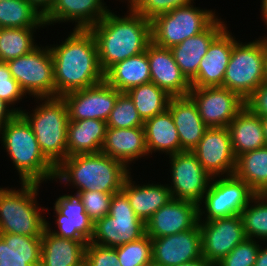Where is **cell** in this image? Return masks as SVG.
I'll list each match as a JSON object with an SVG mask.
<instances>
[{
  "label": "cell",
  "mask_w": 267,
  "mask_h": 266,
  "mask_svg": "<svg viewBox=\"0 0 267 266\" xmlns=\"http://www.w3.org/2000/svg\"><path fill=\"white\" fill-rule=\"evenodd\" d=\"M49 46L54 63L55 97L104 81L97 45L89 29H74L60 45Z\"/></svg>",
  "instance_id": "obj_1"
},
{
  "label": "cell",
  "mask_w": 267,
  "mask_h": 266,
  "mask_svg": "<svg viewBox=\"0 0 267 266\" xmlns=\"http://www.w3.org/2000/svg\"><path fill=\"white\" fill-rule=\"evenodd\" d=\"M116 15L110 10L89 28L94 36L99 65L105 74L113 65L147 50L152 42L151 21L135 13Z\"/></svg>",
  "instance_id": "obj_2"
},
{
  "label": "cell",
  "mask_w": 267,
  "mask_h": 266,
  "mask_svg": "<svg viewBox=\"0 0 267 266\" xmlns=\"http://www.w3.org/2000/svg\"><path fill=\"white\" fill-rule=\"evenodd\" d=\"M131 173L121 161L99 153L66 157L57 167L54 180L69 183L80 191L117 193Z\"/></svg>",
  "instance_id": "obj_3"
},
{
  "label": "cell",
  "mask_w": 267,
  "mask_h": 266,
  "mask_svg": "<svg viewBox=\"0 0 267 266\" xmlns=\"http://www.w3.org/2000/svg\"><path fill=\"white\" fill-rule=\"evenodd\" d=\"M0 136L21 183L53 181L56 167L41 152L31 126L20 113L3 127Z\"/></svg>",
  "instance_id": "obj_4"
},
{
  "label": "cell",
  "mask_w": 267,
  "mask_h": 266,
  "mask_svg": "<svg viewBox=\"0 0 267 266\" xmlns=\"http://www.w3.org/2000/svg\"><path fill=\"white\" fill-rule=\"evenodd\" d=\"M36 99L41 103L32 113L22 110L20 114L31 126L41 152L57 167L67 157V104L61 96Z\"/></svg>",
  "instance_id": "obj_5"
},
{
  "label": "cell",
  "mask_w": 267,
  "mask_h": 266,
  "mask_svg": "<svg viewBox=\"0 0 267 266\" xmlns=\"http://www.w3.org/2000/svg\"><path fill=\"white\" fill-rule=\"evenodd\" d=\"M20 184L18 190L0 188V233L42 237L46 218L41 214L46 210L38 207L36 199L40 184Z\"/></svg>",
  "instance_id": "obj_6"
},
{
  "label": "cell",
  "mask_w": 267,
  "mask_h": 266,
  "mask_svg": "<svg viewBox=\"0 0 267 266\" xmlns=\"http://www.w3.org/2000/svg\"><path fill=\"white\" fill-rule=\"evenodd\" d=\"M266 56L267 37L248 43L236 41L221 87L246 100L263 83Z\"/></svg>",
  "instance_id": "obj_7"
},
{
  "label": "cell",
  "mask_w": 267,
  "mask_h": 266,
  "mask_svg": "<svg viewBox=\"0 0 267 266\" xmlns=\"http://www.w3.org/2000/svg\"><path fill=\"white\" fill-rule=\"evenodd\" d=\"M218 17L215 12L193 3L155 16L151 20L152 42L171 48L206 30Z\"/></svg>",
  "instance_id": "obj_8"
},
{
  "label": "cell",
  "mask_w": 267,
  "mask_h": 266,
  "mask_svg": "<svg viewBox=\"0 0 267 266\" xmlns=\"http://www.w3.org/2000/svg\"><path fill=\"white\" fill-rule=\"evenodd\" d=\"M145 234V222L134 213L129 199L121 190L112 195L109 213L94 223L90 242L117 247L140 239Z\"/></svg>",
  "instance_id": "obj_9"
},
{
  "label": "cell",
  "mask_w": 267,
  "mask_h": 266,
  "mask_svg": "<svg viewBox=\"0 0 267 266\" xmlns=\"http://www.w3.org/2000/svg\"><path fill=\"white\" fill-rule=\"evenodd\" d=\"M255 195L250 186L234 174L212 177L208 190L198 206L199 221L240 215ZM203 215L205 216L202 219Z\"/></svg>",
  "instance_id": "obj_10"
},
{
  "label": "cell",
  "mask_w": 267,
  "mask_h": 266,
  "mask_svg": "<svg viewBox=\"0 0 267 266\" xmlns=\"http://www.w3.org/2000/svg\"><path fill=\"white\" fill-rule=\"evenodd\" d=\"M23 91L35 98L55 97L54 63L49 46L34 48L6 62Z\"/></svg>",
  "instance_id": "obj_11"
},
{
  "label": "cell",
  "mask_w": 267,
  "mask_h": 266,
  "mask_svg": "<svg viewBox=\"0 0 267 266\" xmlns=\"http://www.w3.org/2000/svg\"><path fill=\"white\" fill-rule=\"evenodd\" d=\"M188 96L208 128H224L245 107V100L237 93L221 86L191 87Z\"/></svg>",
  "instance_id": "obj_12"
},
{
  "label": "cell",
  "mask_w": 267,
  "mask_h": 266,
  "mask_svg": "<svg viewBox=\"0 0 267 266\" xmlns=\"http://www.w3.org/2000/svg\"><path fill=\"white\" fill-rule=\"evenodd\" d=\"M170 188L172 198L188 200L198 205L208 190L212 176L201 166L192 151H183L169 156Z\"/></svg>",
  "instance_id": "obj_13"
},
{
  "label": "cell",
  "mask_w": 267,
  "mask_h": 266,
  "mask_svg": "<svg viewBox=\"0 0 267 266\" xmlns=\"http://www.w3.org/2000/svg\"><path fill=\"white\" fill-rule=\"evenodd\" d=\"M202 257L216 264L246 239L240 215L199 221Z\"/></svg>",
  "instance_id": "obj_14"
},
{
  "label": "cell",
  "mask_w": 267,
  "mask_h": 266,
  "mask_svg": "<svg viewBox=\"0 0 267 266\" xmlns=\"http://www.w3.org/2000/svg\"><path fill=\"white\" fill-rule=\"evenodd\" d=\"M122 92L105 80L95 86L64 94L69 120L100 119L107 121L117 97Z\"/></svg>",
  "instance_id": "obj_15"
},
{
  "label": "cell",
  "mask_w": 267,
  "mask_h": 266,
  "mask_svg": "<svg viewBox=\"0 0 267 266\" xmlns=\"http://www.w3.org/2000/svg\"><path fill=\"white\" fill-rule=\"evenodd\" d=\"M192 152L203 169L212 177L234 174L236 156L227 127L208 128Z\"/></svg>",
  "instance_id": "obj_16"
},
{
  "label": "cell",
  "mask_w": 267,
  "mask_h": 266,
  "mask_svg": "<svg viewBox=\"0 0 267 266\" xmlns=\"http://www.w3.org/2000/svg\"><path fill=\"white\" fill-rule=\"evenodd\" d=\"M201 257L199 223L192 229L152 239V261L157 266H177Z\"/></svg>",
  "instance_id": "obj_17"
},
{
  "label": "cell",
  "mask_w": 267,
  "mask_h": 266,
  "mask_svg": "<svg viewBox=\"0 0 267 266\" xmlns=\"http://www.w3.org/2000/svg\"><path fill=\"white\" fill-rule=\"evenodd\" d=\"M199 205L172 198L146 222V234L153 238L177 234L194 228L199 222Z\"/></svg>",
  "instance_id": "obj_18"
},
{
  "label": "cell",
  "mask_w": 267,
  "mask_h": 266,
  "mask_svg": "<svg viewBox=\"0 0 267 266\" xmlns=\"http://www.w3.org/2000/svg\"><path fill=\"white\" fill-rule=\"evenodd\" d=\"M54 211L58 230H52L49 221L46 220L48 231L66 239L87 240L88 242L92 239L94 223L85 212L79 192L74 195H61L57 198Z\"/></svg>",
  "instance_id": "obj_19"
},
{
  "label": "cell",
  "mask_w": 267,
  "mask_h": 266,
  "mask_svg": "<svg viewBox=\"0 0 267 266\" xmlns=\"http://www.w3.org/2000/svg\"><path fill=\"white\" fill-rule=\"evenodd\" d=\"M226 27L210 44L201 59L197 75L190 81L191 87L222 86L234 43L237 41Z\"/></svg>",
  "instance_id": "obj_20"
},
{
  "label": "cell",
  "mask_w": 267,
  "mask_h": 266,
  "mask_svg": "<svg viewBox=\"0 0 267 266\" xmlns=\"http://www.w3.org/2000/svg\"><path fill=\"white\" fill-rule=\"evenodd\" d=\"M151 82L165 90L170 96H188L190 82L181 73L170 48L151 42L147 47Z\"/></svg>",
  "instance_id": "obj_21"
},
{
  "label": "cell",
  "mask_w": 267,
  "mask_h": 266,
  "mask_svg": "<svg viewBox=\"0 0 267 266\" xmlns=\"http://www.w3.org/2000/svg\"><path fill=\"white\" fill-rule=\"evenodd\" d=\"M104 0H56L44 16L45 26L62 22H75L74 29H89L109 11Z\"/></svg>",
  "instance_id": "obj_22"
},
{
  "label": "cell",
  "mask_w": 267,
  "mask_h": 266,
  "mask_svg": "<svg viewBox=\"0 0 267 266\" xmlns=\"http://www.w3.org/2000/svg\"><path fill=\"white\" fill-rule=\"evenodd\" d=\"M221 20L217 18L206 30L170 48L181 73L189 82L197 75L199 63L212 41L227 27Z\"/></svg>",
  "instance_id": "obj_23"
},
{
  "label": "cell",
  "mask_w": 267,
  "mask_h": 266,
  "mask_svg": "<svg viewBox=\"0 0 267 266\" xmlns=\"http://www.w3.org/2000/svg\"><path fill=\"white\" fill-rule=\"evenodd\" d=\"M101 152L121 161L129 168L132 162L149 155L144 128L107 127Z\"/></svg>",
  "instance_id": "obj_24"
},
{
  "label": "cell",
  "mask_w": 267,
  "mask_h": 266,
  "mask_svg": "<svg viewBox=\"0 0 267 266\" xmlns=\"http://www.w3.org/2000/svg\"><path fill=\"white\" fill-rule=\"evenodd\" d=\"M168 109L179 134L181 148L192 151L208 129L189 96L171 97Z\"/></svg>",
  "instance_id": "obj_25"
},
{
  "label": "cell",
  "mask_w": 267,
  "mask_h": 266,
  "mask_svg": "<svg viewBox=\"0 0 267 266\" xmlns=\"http://www.w3.org/2000/svg\"><path fill=\"white\" fill-rule=\"evenodd\" d=\"M87 240L54 235L46 228L41 237L40 266H81L85 262Z\"/></svg>",
  "instance_id": "obj_26"
},
{
  "label": "cell",
  "mask_w": 267,
  "mask_h": 266,
  "mask_svg": "<svg viewBox=\"0 0 267 266\" xmlns=\"http://www.w3.org/2000/svg\"><path fill=\"white\" fill-rule=\"evenodd\" d=\"M132 180L130 173L124 182L122 191L129 199L134 213L144 222L172 199L168 184L146 183L140 186Z\"/></svg>",
  "instance_id": "obj_27"
},
{
  "label": "cell",
  "mask_w": 267,
  "mask_h": 266,
  "mask_svg": "<svg viewBox=\"0 0 267 266\" xmlns=\"http://www.w3.org/2000/svg\"><path fill=\"white\" fill-rule=\"evenodd\" d=\"M107 123L100 119L69 120L67 126V157L99 153L106 137Z\"/></svg>",
  "instance_id": "obj_28"
},
{
  "label": "cell",
  "mask_w": 267,
  "mask_h": 266,
  "mask_svg": "<svg viewBox=\"0 0 267 266\" xmlns=\"http://www.w3.org/2000/svg\"><path fill=\"white\" fill-rule=\"evenodd\" d=\"M227 129L236 158L266 146L261 117L253 114L246 106L229 123Z\"/></svg>",
  "instance_id": "obj_29"
},
{
  "label": "cell",
  "mask_w": 267,
  "mask_h": 266,
  "mask_svg": "<svg viewBox=\"0 0 267 266\" xmlns=\"http://www.w3.org/2000/svg\"><path fill=\"white\" fill-rule=\"evenodd\" d=\"M41 237L0 233V266H40Z\"/></svg>",
  "instance_id": "obj_30"
},
{
  "label": "cell",
  "mask_w": 267,
  "mask_h": 266,
  "mask_svg": "<svg viewBox=\"0 0 267 266\" xmlns=\"http://www.w3.org/2000/svg\"><path fill=\"white\" fill-rule=\"evenodd\" d=\"M143 128L149 154L158 151L165 152L170 156L184 151L181 148L179 134L168 108L144 121Z\"/></svg>",
  "instance_id": "obj_31"
},
{
  "label": "cell",
  "mask_w": 267,
  "mask_h": 266,
  "mask_svg": "<svg viewBox=\"0 0 267 266\" xmlns=\"http://www.w3.org/2000/svg\"><path fill=\"white\" fill-rule=\"evenodd\" d=\"M104 80L122 93L151 82L147 50L113 65L104 74Z\"/></svg>",
  "instance_id": "obj_32"
},
{
  "label": "cell",
  "mask_w": 267,
  "mask_h": 266,
  "mask_svg": "<svg viewBox=\"0 0 267 266\" xmlns=\"http://www.w3.org/2000/svg\"><path fill=\"white\" fill-rule=\"evenodd\" d=\"M234 175L256 194H267V146L237 157Z\"/></svg>",
  "instance_id": "obj_33"
},
{
  "label": "cell",
  "mask_w": 267,
  "mask_h": 266,
  "mask_svg": "<svg viewBox=\"0 0 267 266\" xmlns=\"http://www.w3.org/2000/svg\"><path fill=\"white\" fill-rule=\"evenodd\" d=\"M43 26L44 17L26 0L0 1V28Z\"/></svg>",
  "instance_id": "obj_34"
},
{
  "label": "cell",
  "mask_w": 267,
  "mask_h": 266,
  "mask_svg": "<svg viewBox=\"0 0 267 266\" xmlns=\"http://www.w3.org/2000/svg\"><path fill=\"white\" fill-rule=\"evenodd\" d=\"M142 118L146 121L168 108L172 96L153 82L138 85L126 92Z\"/></svg>",
  "instance_id": "obj_35"
},
{
  "label": "cell",
  "mask_w": 267,
  "mask_h": 266,
  "mask_svg": "<svg viewBox=\"0 0 267 266\" xmlns=\"http://www.w3.org/2000/svg\"><path fill=\"white\" fill-rule=\"evenodd\" d=\"M36 29L38 27L0 28V61L21 57L36 48L33 35Z\"/></svg>",
  "instance_id": "obj_36"
},
{
  "label": "cell",
  "mask_w": 267,
  "mask_h": 266,
  "mask_svg": "<svg viewBox=\"0 0 267 266\" xmlns=\"http://www.w3.org/2000/svg\"><path fill=\"white\" fill-rule=\"evenodd\" d=\"M240 216L246 238L267 241V194H256Z\"/></svg>",
  "instance_id": "obj_37"
},
{
  "label": "cell",
  "mask_w": 267,
  "mask_h": 266,
  "mask_svg": "<svg viewBox=\"0 0 267 266\" xmlns=\"http://www.w3.org/2000/svg\"><path fill=\"white\" fill-rule=\"evenodd\" d=\"M106 123L107 127L111 128H134L144 125L133 100L127 93H121L117 97Z\"/></svg>",
  "instance_id": "obj_38"
},
{
  "label": "cell",
  "mask_w": 267,
  "mask_h": 266,
  "mask_svg": "<svg viewBox=\"0 0 267 266\" xmlns=\"http://www.w3.org/2000/svg\"><path fill=\"white\" fill-rule=\"evenodd\" d=\"M114 248L121 266H141L152 261V238L147 234Z\"/></svg>",
  "instance_id": "obj_39"
},
{
  "label": "cell",
  "mask_w": 267,
  "mask_h": 266,
  "mask_svg": "<svg viewBox=\"0 0 267 266\" xmlns=\"http://www.w3.org/2000/svg\"><path fill=\"white\" fill-rule=\"evenodd\" d=\"M259 242L246 238L215 266H254L260 248Z\"/></svg>",
  "instance_id": "obj_40"
},
{
  "label": "cell",
  "mask_w": 267,
  "mask_h": 266,
  "mask_svg": "<svg viewBox=\"0 0 267 266\" xmlns=\"http://www.w3.org/2000/svg\"><path fill=\"white\" fill-rule=\"evenodd\" d=\"M194 0H130L128 6L150 21L157 15L189 5Z\"/></svg>",
  "instance_id": "obj_41"
},
{
  "label": "cell",
  "mask_w": 267,
  "mask_h": 266,
  "mask_svg": "<svg viewBox=\"0 0 267 266\" xmlns=\"http://www.w3.org/2000/svg\"><path fill=\"white\" fill-rule=\"evenodd\" d=\"M81 201L89 219L95 223L109 213L112 195L99 191H80Z\"/></svg>",
  "instance_id": "obj_42"
},
{
  "label": "cell",
  "mask_w": 267,
  "mask_h": 266,
  "mask_svg": "<svg viewBox=\"0 0 267 266\" xmlns=\"http://www.w3.org/2000/svg\"><path fill=\"white\" fill-rule=\"evenodd\" d=\"M86 266H121L114 247H107L91 243L86 245L85 262Z\"/></svg>",
  "instance_id": "obj_43"
},
{
  "label": "cell",
  "mask_w": 267,
  "mask_h": 266,
  "mask_svg": "<svg viewBox=\"0 0 267 266\" xmlns=\"http://www.w3.org/2000/svg\"><path fill=\"white\" fill-rule=\"evenodd\" d=\"M24 95L26 93L12 77L8 64L0 61V98L14 107L15 103L22 101Z\"/></svg>",
  "instance_id": "obj_44"
},
{
  "label": "cell",
  "mask_w": 267,
  "mask_h": 266,
  "mask_svg": "<svg viewBox=\"0 0 267 266\" xmlns=\"http://www.w3.org/2000/svg\"><path fill=\"white\" fill-rule=\"evenodd\" d=\"M245 106L255 115L267 117V83H262L246 100Z\"/></svg>",
  "instance_id": "obj_45"
},
{
  "label": "cell",
  "mask_w": 267,
  "mask_h": 266,
  "mask_svg": "<svg viewBox=\"0 0 267 266\" xmlns=\"http://www.w3.org/2000/svg\"><path fill=\"white\" fill-rule=\"evenodd\" d=\"M11 105L5 100L0 98V131L3 127L12 120L18 113H20L22 108H9Z\"/></svg>",
  "instance_id": "obj_46"
},
{
  "label": "cell",
  "mask_w": 267,
  "mask_h": 266,
  "mask_svg": "<svg viewBox=\"0 0 267 266\" xmlns=\"http://www.w3.org/2000/svg\"><path fill=\"white\" fill-rule=\"evenodd\" d=\"M44 17L53 7L56 0H26Z\"/></svg>",
  "instance_id": "obj_47"
},
{
  "label": "cell",
  "mask_w": 267,
  "mask_h": 266,
  "mask_svg": "<svg viewBox=\"0 0 267 266\" xmlns=\"http://www.w3.org/2000/svg\"><path fill=\"white\" fill-rule=\"evenodd\" d=\"M177 266H215V264L208 259L201 257L199 259L186 262V263H181Z\"/></svg>",
  "instance_id": "obj_48"
},
{
  "label": "cell",
  "mask_w": 267,
  "mask_h": 266,
  "mask_svg": "<svg viewBox=\"0 0 267 266\" xmlns=\"http://www.w3.org/2000/svg\"><path fill=\"white\" fill-rule=\"evenodd\" d=\"M254 266H267V246L265 248H262V246L260 245Z\"/></svg>",
  "instance_id": "obj_49"
},
{
  "label": "cell",
  "mask_w": 267,
  "mask_h": 266,
  "mask_svg": "<svg viewBox=\"0 0 267 266\" xmlns=\"http://www.w3.org/2000/svg\"><path fill=\"white\" fill-rule=\"evenodd\" d=\"M261 15H262V19L265 22V25L267 26V0H261Z\"/></svg>",
  "instance_id": "obj_50"
},
{
  "label": "cell",
  "mask_w": 267,
  "mask_h": 266,
  "mask_svg": "<svg viewBox=\"0 0 267 266\" xmlns=\"http://www.w3.org/2000/svg\"><path fill=\"white\" fill-rule=\"evenodd\" d=\"M261 120H262L264 138L267 146V117H261Z\"/></svg>",
  "instance_id": "obj_51"
},
{
  "label": "cell",
  "mask_w": 267,
  "mask_h": 266,
  "mask_svg": "<svg viewBox=\"0 0 267 266\" xmlns=\"http://www.w3.org/2000/svg\"><path fill=\"white\" fill-rule=\"evenodd\" d=\"M264 83H267V56H266V61H265V69H264Z\"/></svg>",
  "instance_id": "obj_52"
},
{
  "label": "cell",
  "mask_w": 267,
  "mask_h": 266,
  "mask_svg": "<svg viewBox=\"0 0 267 266\" xmlns=\"http://www.w3.org/2000/svg\"><path fill=\"white\" fill-rule=\"evenodd\" d=\"M141 266H157L153 261H150L147 264L141 265Z\"/></svg>",
  "instance_id": "obj_53"
}]
</instances>
